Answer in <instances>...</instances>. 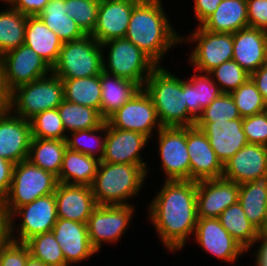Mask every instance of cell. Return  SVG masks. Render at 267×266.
<instances>
[{
  "label": "cell",
  "mask_w": 267,
  "mask_h": 266,
  "mask_svg": "<svg viewBox=\"0 0 267 266\" xmlns=\"http://www.w3.org/2000/svg\"><path fill=\"white\" fill-rule=\"evenodd\" d=\"M222 0H194V16L200 26L213 12L216 11Z\"/></svg>",
  "instance_id": "cell-49"
},
{
  "label": "cell",
  "mask_w": 267,
  "mask_h": 266,
  "mask_svg": "<svg viewBox=\"0 0 267 266\" xmlns=\"http://www.w3.org/2000/svg\"><path fill=\"white\" fill-rule=\"evenodd\" d=\"M14 165V163L0 157V203L9 193Z\"/></svg>",
  "instance_id": "cell-50"
},
{
  "label": "cell",
  "mask_w": 267,
  "mask_h": 266,
  "mask_svg": "<svg viewBox=\"0 0 267 266\" xmlns=\"http://www.w3.org/2000/svg\"><path fill=\"white\" fill-rule=\"evenodd\" d=\"M218 219L227 232L247 252L255 246L260 231L248 220L239 201L227 207Z\"/></svg>",
  "instance_id": "cell-33"
},
{
  "label": "cell",
  "mask_w": 267,
  "mask_h": 266,
  "mask_svg": "<svg viewBox=\"0 0 267 266\" xmlns=\"http://www.w3.org/2000/svg\"><path fill=\"white\" fill-rule=\"evenodd\" d=\"M193 71L194 74L186 78V104L188 113L197 120L202 111L222 92L208 73Z\"/></svg>",
  "instance_id": "cell-31"
},
{
  "label": "cell",
  "mask_w": 267,
  "mask_h": 266,
  "mask_svg": "<svg viewBox=\"0 0 267 266\" xmlns=\"http://www.w3.org/2000/svg\"><path fill=\"white\" fill-rule=\"evenodd\" d=\"M213 33H235L249 27L246 0H222L213 14L201 25Z\"/></svg>",
  "instance_id": "cell-27"
},
{
  "label": "cell",
  "mask_w": 267,
  "mask_h": 266,
  "mask_svg": "<svg viewBox=\"0 0 267 266\" xmlns=\"http://www.w3.org/2000/svg\"><path fill=\"white\" fill-rule=\"evenodd\" d=\"M101 46L103 71L137 83L141 88L158 67L148 55L125 37L108 40Z\"/></svg>",
  "instance_id": "cell-6"
},
{
  "label": "cell",
  "mask_w": 267,
  "mask_h": 266,
  "mask_svg": "<svg viewBox=\"0 0 267 266\" xmlns=\"http://www.w3.org/2000/svg\"><path fill=\"white\" fill-rule=\"evenodd\" d=\"M148 165L100 162L91 184L97 205H129L139 197L149 174Z\"/></svg>",
  "instance_id": "cell-4"
},
{
  "label": "cell",
  "mask_w": 267,
  "mask_h": 266,
  "mask_svg": "<svg viewBox=\"0 0 267 266\" xmlns=\"http://www.w3.org/2000/svg\"><path fill=\"white\" fill-rule=\"evenodd\" d=\"M101 106L100 114L106 120L130 100L141 87L130 80L105 71L100 73Z\"/></svg>",
  "instance_id": "cell-28"
},
{
  "label": "cell",
  "mask_w": 267,
  "mask_h": 266,
  "mask_svg": "<svg viewBox=\"0 0 267 266\" xmlns=\"http://www.w3.org/2000/svg\"><path fill=\"white\" fill-rule=\"evenodd\" d=\"M68 266L79 265L98 253L91 245L87 224L58 218L52 231Z\"/></svg>",
  "instance_id": "cell-20"
},
{
  "label": "cell",
  "mask_w": 267,
  "mask_h": 266,
  "mask_svg": "<svg viewBox=\"0 0 267 266\" xmlns=\"http://www.w3.org/2000/svg\"><path fill=\"white\" fill-rule=\"evenodd\" d=\"M140 0H100L97 23L91 36L100 44L126 36L133 7Z\"/></svg>",
  "instance_id": "cell-21"
},
{
  "label": "cell",
  "mask_w": 267,
  "mask_h": 266,
  "mask_svg": "<svg viewBox=\"0 0 267 266\" xmlns=\"http://www.w3.org/2000/svg\"><path fill=\"white\" fill-rule=\"evenodd\" d=\"M50 0H7V5L26 16H38Z\"/></svg>",
  "instance_id": "cell-48"
},
{
  "label": "cell",
  "mask_w": 267,
  "mask_h": 266,
  "mask_svg": "<svg viewBox=\"0 0 267 266\" xmlns=\"http://www.w3.org/2000/svg\"><path fill=\"white\" fill-rule=\"evenodd\" d=\"M185 43L195 45L188 55V62L197 72L209 73L233 59L232 33H213L197 26L189 35H181V45Z\"/></svg>",
  "instance_id": "cell-10"
},
{
  "label": "cell",
  "mask_w": 267,
  "mask_h": 266,
  "mask_svg": "<svg viewBox=\"0 0 267 266\" xmlns=\"http://www.w3.org/2000/svg\"><path fill=\"white\" fill-rule=\"evenodd\" d=\"M25 244L30 255L47 266H68L61 246L52 232L35 235L28 239Z\"/></svg>",
  "instance_id": "cell-39"
},
{
  "label": "cell",
  "mask_w": 267,
  "mask_h": 266,
  "mask_svg": "<svg viewBox=\"0 0 267 266\" xmlns=\"http://www.w3.org/2000/svg\"><path fill=\"white\" fill-rule=\"evenodd\" d=\"M243 130L248 143L267 146V110L244 117Z\"/></svg>",
  "instance_id": "cell-45"
},
{
  "label": "cell",
  "mask_w": 267,
  "mask_h": 266,
  "mask_svg": "<svg viewBox=\"0 0 267 266\" xmlns=\"http://www.w3.org/2000/svg\"><path fill=\"white\" fill-rule=\"evenodd\" d=\"M100 0H66L67 15L86 35H91L97 23Z\"/></svg>",
  "instance_id": "cell-43"
},
{
  "label": "cell",
  "mask_w": 267,
  "mask_h": 266,
  "mask_svg": "<svg viewBox=\"0 0 267 266\" xmlns=\"http://www.w3.org/2000/svg\"><path fill=\"white\" fill-rule=\"evenodd\" d=\"M135 204L97 205L88 221L87 230L92 247L99 253L104 243L121 241L130 227L135 213Z\"/></svg>",
  "instance_id": "cell-11"
},
{
  "label": "cell",
  "mask_w": 267,
  "mask_h": 266,
  "mask_svg": "<svg viewBox=\"0 0 267 266\" xmlns=\"http://www.w3.org/2000/svg\"><path fill=\"white\" fill-rule=\"evenodd\" d=\"M2 82L9 95L17 87L45 77L52 68L30 47L21 46L0 57Z\"/></svg>",
  "instance_id": "cell-12"
},
{
  "label": "cell",
  "mask_w": 267,
  "mask_h": 266,
  "mask_svg": "<svg viewBox=\"0 0 267 266\" xmlns=\"http://www.w3.org/2000/svg\"><path fill=\"white\" fill-rule=\"evenodd\" d=\"M267 174V146L247 143L223 165L222 177L237 184Z\"/></svg>",
  "instance_id": "cell-23"
},
{
  "label": "cell",
  "mask_w": 267,
  "mask_h": 266,
  "mask_svg": "<svg viewBox=\"0 0 267 266\" xmlns=\"http://www.w3.org/2000/svg\"><path fill=\"white\" fill-rule=\"evenodd\" d=\"M238 201L248 220L261 231L267 220V174L239 184Z\"/></svg>",
  "instance_id": "cell-29"
},
{
  "label": "cell",
  "mask_w": 267,
  "mask_h": 266,
  "mask_svg": "<svg viewBox=\"0 0 267 266\" xmlns=\"http://www.w3.org/2000/svg\"><path fill=\"white\" fill-rule=\"evenodd\" d=\"M161 190L150 200L147 219L170 253L184 250L194 236L197 216V181L163 180Z\"/></svg>",
  "instance_id": "cell-1"
},
{
  "label": "cell",
  "mask_w": 267,
  "mask_h": 266,
  "mask_svg": "<svg viewBox=\"0 0 267 266\" xmlns=\"http://www.w3.org/2000/svg\"><path fill=\"white\" fill-rule=\"evenodd\" d=\"M195 126L208 137L223 165L248 143L243 130V118L225 122H196Z\"/></svg>",
  "instance_id": "cell-22"
},
{
  "label": "cell",
  "mask_w": 267,
  "mask_h": 266,
  "mask_svg": "<svg viewBox=\"0 0 267 266\" xmlns=\"http://www.w3.org/2000/svg\"><path fill=\"white\" fill-rule=\"evenodd\" d=\"M7 7L0 11V57L25 42L27 16Z\"/></svg>",
  "instance_id": "cell-37"
},
{
  "label": "cell",
  "mask_w": 267,
  "mask_h": 266,
  "mask_svg": "<svg viewBox=\"0 0 267 266\" xmlns=\"http://www.w3.org/2000/svg\"><path fill=\"white\" fill-rule=\"evenodd\" d=\"M57 216L61 219L87 223L96 208L91 187L58 183L54 192Z\"/></svg>",
  "instance_id": "cell-24"
},
{
  "label": "cell",
  "mask_w": 267,
  "mask_h": 266,
  "mask_svg": "<svg viewBox=\"0 0 267 266\" xmlns=\"http://www.w3.org/2000/svg\"><path fill=\"white\" fill-rule=\"evenodd\" d=\"M249 27L267 31V0H246Z\"/></svg>",
  "instance_id": "cell-47"
},
{
  "label": "cell",
  "mask_w": 267,
  "mask_h": 266,
  "mask_svg": "<svg viewBox=\"0 0 267 266\" xmlns=\"http://www.w3.org/2000/svg\"><path fill=\"white\" fill-rule=\"evenodd\" d=\"M29 121L32 138L66 140L67 133L57 108L40 112Z\"/></svg>",
  "instance_id": "cell-40"
},
{
  "label": "cell",
  "mask_w": 267,
  "mask_h": 266,
  "mask_svg": "<svg viewBox=\"0 0 267 266\" xmlns=\"http://www.w3.org/2000/svg\"><path fill=\"white\" fill-rule=\"evenodd\" d=\"M103 71L101 44L91 35L64 42L52 73L60 79H75L100 75Z\"/></svg>",
  "instance_id": "cell-8"
},
{
  "label": "cell",
  "mask_w": 267,
  "mask_h": 266,
  "mask_svg": "<svg viewBox=\"0 0 267 266\" xmlns=\"http://www.w3.org/2000/svg\"><path fill=\"white\" fill-rule=\"evenodd\" d=\"M239 184L223 177L197 181L198 218H218L230 205L238 202Z\"/></svg>",
  "instance_id": "cell-18"
},
{
  "label": "cell",
  "mask_w": 267,
  "mask_h": 266,
  "mask_svg": "<svg viewBox=\"0 0 267 266\" xmlns=\"http://www.w3.org/2000/svg\"><path fill=\"white\" fill-rule=\"evenodd\" d=\"M24 44L33 49L53 68L58 60L63 42L38 16H27Z\"/></svg>",
  "instance_id": "cell-26"
},
{
  "label": "cell",
  "mask_w": 267,
  "mask_h": 266,
  "mask_svg": "<svg viewBox=\"0 0 267 266\" xmlns=\"http://www.w3.org/2000/svg\"><path fill=\"white\" fill-rule=\"evenodd\" d=\"M158 66L147 78L144 90L151 97L162 127H191L196 120L188 113L186 77L179 78Z\"/></svg>",
  "instance_id": "cell-3"
},
{
  "label": "cell",
  "mask_w": 267,
  "mask_h": 266,
  "mask_svg": "<svg viewBox=\"0 0 267 266\" xmlns=\"http://www.w3.org/2000/svg\"><path fill=\"white\" fill-rule=\"evenodd\" d=\"M65 141L67 148L101 161L106 143V121L97 128L70 132Z\"/></svg>",
  "instance_id": "cell-38"
},
{
  "label": "cell",
  "mask_w": 267,
  "mask_h": 266,
  "mask_svg": "<svg viewBox=\"0 0 267 266\" xmlns=\"http://www.w3.org/2000/svg\"><path fill=\"white\" fill-rule=\"evenodd\" d=\"M242 118L252 116L267 110V103L255 83L249 78L239 88L230 93Z\"/></svg>",
  "instance_id": "cell-41"
},
{
  "label": "cell",
  "mask_w": 267,
  "mask_h": 266,
  "mask_svg": "<svg viewBox=\"0 0 267 266\" xmlns=\"http://www.w3.org/2000/svg\"><path fill=\"white\" fill-rule=\"evenodd\" d=\"M149 141L142 133L113 128L106 122V143L100 162L148 165L141 151Z\"/></svg>",
  "instance_id": "cell-17"
},
{
  "label": "cell",
  "mask_w": 267,
  "mask_h": 266,
  "mask_svg": "<svg viewBox=\"0 0 267 266\" xmlns=\"http://www.w3.org/2000/svg\"><path fill=\"white\" fill-rule=\"evenodd\" d=\"M17 219H21V223L15 224ZM57 219L54 193L39 197L17 208L7 218V237L25 243L35 235L51 232Z\"/></svg>",
  "instance_id": "cell-9"
},
{
  "label": "cell",
  "mask_w": 267,
  "mask_h": 266,
  "mask_svg": "<svg viewBox=\"0 0 267 266\" xmlns=\"http://www.w3.org/2000/svg\"><path fill=\"white\" fill-rule=\"evenodd\" d=\"M7 218L0 210V245L7 239Z\"/></svg>",
  "instance_id": "cell-54"
},
{
  "label": "cell",
  "mask_w": 267,
  "mask_h": 266,
  "mask_svg": "<svg viewBox=\"0 0 267 266\" xmlns=\"http://www.w3.org/2000/svg\"><path fill=\"white\" fill-rule=\"evenodd\" d=\"M65 99L62 80L54 73L17 87L8 95V108L30 120L40 112L58 108Z\"/></svg>",
  "instance_id": "cell-7"
},
{
  "label": "cell",
  "mask_w": 267,
  "mask_h": 266,
  "mask_svg": "<svg viewBox=\"0 0 267 266\" xmlns=\"http://www.w3.org/2000/svg\"><path fill=\"white\" fill-rule=\"evenodd\" d=\"M8 108V94L6 93L2 82V70L0 63V111Z\"/></svg>",
  "instance_id": "cell-53"
},
{
  "label": "cell",
  "mask_w": 267,
  "mask_h": 266,
  "mask_svg": "<svg viewBox=\"0 0 267 266\" xmlns=\"http://www.w3.org/2000/svg\"><path fill=\"white\" fill-rule=\"evenodd\" d=\"M222 93L230 94L249 78L250 74L233 59L226 61L208 73Z\"/></svg>",
  "instance_id": "cell-42"
},
{
  "label": "cell",
  "mask_w": 267,
  "mask_h": 266,
  "mask_svg": "<svg viewBox=\"0 0 267 266\" xmlns=\"http://www.w3.org/2000/svg\"><path fill=\"white\" fill-rule=\"evenodd\" d=\"M57 177L32 164L28 159L14 165L8 195L0 203V210L8 218L17 208L39 197L55 192Z\"/></svg>",
  "instance_id": "cell-5"
},
{
  "label": "cell",
  "mask_w": 267,
  "mask_h": 266,
  "mask_svg": "<svg viewBox=\"0 0 267 266\" xmlns=\"http://www.w3.org/2000/svg\"><path fill=\"white\" fill-rule=\"evenodd\" d=\"M25 266H47L42 261L32 257L31 255L28 257Z\"/></svg>",
  "instance_id": "cell-55"
},
{
  "label": "cell",
  "mask_w": 267,
  "mask_h": 266,
  "mask_svg": "<svg viewBox=\"0 0 267 266\" xmlns=\"http://www.w3.org/2000/svg\"><path fill=\"white\" fill-rule=\"evenodd\" d=\"M29 249L25 243L7 238L0 245V266H25Z\"/></svg>",
  "instance_id": "cell-46"
},
{
  "label": "cell",
  "mask_w": 267,
  "mask_h": 266,
  "mask_svg": "<svg viewBox=\"0 0 267 266\" xmlns=\"http://www.w3.org/2000/svg\"><path fill=\"white\" fill-rule=\"evenodd\" d=\"M105 121L110 127L136 131L151 140L155 136L154 131L157 133L162 128L153 101L144 88Z\"/></svg>",
  "instance_id": "cell-13"
},
{
  "label": "cell",
  "mask_w": 267,
  "mask_h": 266,
  "mask_svg": "<svg viewBox=\"0 0 267 266\" xmlns=\"http://www.w3.org/2000/svg\"><path fill=\"white\" fill-rule=\"evenodd\" d=\"M66 148L65 140L32 138L27 159L58 177Z\"/></svg>",
  "instance_id": "cell-34"
},
{
  "label": "cell",
  "mask_w": 267,
  "mask_h": 266,
  "mask_svg": "<svg viewBox=\"0 0 267 266\" xmlns=\"http://www.w3.org/2000/svg\"><path fill=\"white\" fill-rule=\"evenodd\" d=\"M186 145L190 157V180L200 181L222 177L223 164L201 129L196 126L186 127Z\"/></svg>",
  "instance_id": "cell-19"
},
{
  "label": "cell",
  "mask_w": 267,
  "mask_h": 266,
  "mask_svg": "<svg viewBox=\"0 0 267 266\" xmlns=\"http://www.w3.org/2000/svg\"><path fill=\"white\" fill-rule=\"evenodd\" d=\"M158 156L165 181L190 180L186 127H162L156 134Z\"/></svg>",
  "instance_id": "cell-14"
},
{
  "label": "cell",
  "mask_w": 267,
  "mask_h": 266,
  "mask_svg": "<svg viewBox=\"0 0 267 266\" xmlns=\"http://www.w3.org/2000/svg\"><path fill=\"white\" fill-rule=\"evenodd\" d=\"M242 118L230 94L222 93L208 105L196 122H225Z\"/></svg>",
  "instance_id": "cell-44"
},
{
  "label": "cell",
  "mask_w": 267,
  "mask_h": 266,
  "mask_svg": "<svg viewBox=\"0 0 267 266\" xmlns=\"http://www.w3.org/2000/svg\"><path fill=\"white\" fill-rule=\"evenodd\" d=\"M256 244H258V247L256 248L257 250L253 252V257H255L254 265L267 266V239L259 235V237L255 241V245Z\"/></svg>",
  "instance_id": "cell-52"
},
{
  "label": "cell",
  "mask_w": 267,
  "mask_h": 266,
  "mask_svg": "<svg viewBox=\"0 0 267 266\" xmlns=\"http://www.w3.org/2000/svg\"><path fill=\"white\" fill-rule=\"evenodd\" d=\"M99 163L94 157L66 148L58 183L91 186Z\"/></svg>",
  "instance_id": "cell-30"
},
{
  "label": "cell",
  "mask_w": 267,
  "mask_h": 266,
  "mask_svg": "<svg viewBox=\"0 0 267 266\" xmlns=\"http://www.w3.org/2000/svg\"><path fill=\"white\" fill-rule=\"evenodd\" d=\"M250 78L261 93L263 100L267 103V63L251 73Z\"/></svg>",
  "instance_id": "cell-51"
},
{
  "label": "cell",
  "mask_w": 267,
  "mask_h": 266,
  "mask_svg": "<svg viewBox=\"0 0 267 266\" xmlns=\"http://www.w3.org/2000/svg\"><path fill=\"white\" fill-rule=\"evenodd\" d=\"M163 5V0H140L133 7L125 36L158 66L164 64L167 52L181 45V34L174 29Z\"/></svg>",
  "instance_id": "cell-2"
},
{
  "label": "cell",
  "mask_w": 267,
  "mask_h": 266,
  "mask_svg": "<svg viewBox=\"0 0 267 266\" xmlns=\"http://www.w3.org/2000/svg\"><path fill=\"white\" fill-rule=\"evenodd\" d=\"M66 0H50L38 17L64 42L86 36L78 24L67 15Z\"/></svg>",
  "instance_id": "cell-32"
},
{
  "label": "cell",
  "mask_w": 267,
  "mask_h": 266,
  "mask_svg": "<svg viewBox=\"0 0 267 266\" xmlns=\"http://www.w3.org/2000/svg\"><path fill=\"white\" fill-rule=\"evenodd\" d=\"M233 60L249 74L267 63V31L246 27L233 33Z\"/></svg>",
  "instance_id": "cell-25"
},
{
  "label": "cell",
  "mask_w": 267,
  "mask_h": 266,
  "mask_svg": "<svg viewBox=\"0 0 267 266\" xmlns=\"http://www.w3.org/2000/svg\"><path fill=\"white\" fill-rule=\"evenodd\" d=\"M66 133L97 128L105 122L97 109L68 102L65 99L58 106Z\"/></svg>",
  "instance_id": "cell-36"
},
{
  "label": "cell",
  "mask_w": 267,
  "mask_h": 266,
  "mask_svg": "<svg viewBox=\"0 0 267 266\" xmlns=\"http://www.w3.org/2000/svg\"><path fill=\"white\" fill-rule=\"evenodd\" d=\"M32 139L30 121L9 108L0 111V157L14 164L28 158Z\"/></svg>",
  "instance_id": "cell-16"
},
{
  "label": "cell",
  "mask_w": 267,
  "mask_h": 266,
  "mask_svg": "<svg viewBox=\"0 0 267 266\" xmlns=\"http://www.w3.org/2000/svg\"><path fill=\"white\" fill-rule=\"evenodd\" d=\"M260 235L267 239V220H266V223H265V226L263 227V229L260 231Z\"/></svg>",
  "instance_id": "cell-56"
},
{
  "label": "cell",
  "mask_w": 267,
  "mask_h": 266,
  "mask_svg": "<svg viewBox=\"0 0 267 266\" xmlns=\"http://www.w3.org/2000/svg\"><path fill=\"white\" fill-rule=\"evenodd\" d=\"M206 253L226 264H235L246 250L227 232L218 218H198L194 239Z\"/></svg>",
  "instance_id": "cell-15"
},
{
  "label": "cell",
  "mask_w": 267,
  "mask_h": 266,
  "mask_svg": "<svg viewBox=\"0 0 267 266\" xmlns=\"http://www.w3.org/2000/svg\"><path fill=\"white\" fill-rule=\"evenodd\" d=\"M61 80L63 82L66 101L92 107L100 112V75Z\"/></svg>",
  "instance_id": "cell-35"
}]
</instances>
